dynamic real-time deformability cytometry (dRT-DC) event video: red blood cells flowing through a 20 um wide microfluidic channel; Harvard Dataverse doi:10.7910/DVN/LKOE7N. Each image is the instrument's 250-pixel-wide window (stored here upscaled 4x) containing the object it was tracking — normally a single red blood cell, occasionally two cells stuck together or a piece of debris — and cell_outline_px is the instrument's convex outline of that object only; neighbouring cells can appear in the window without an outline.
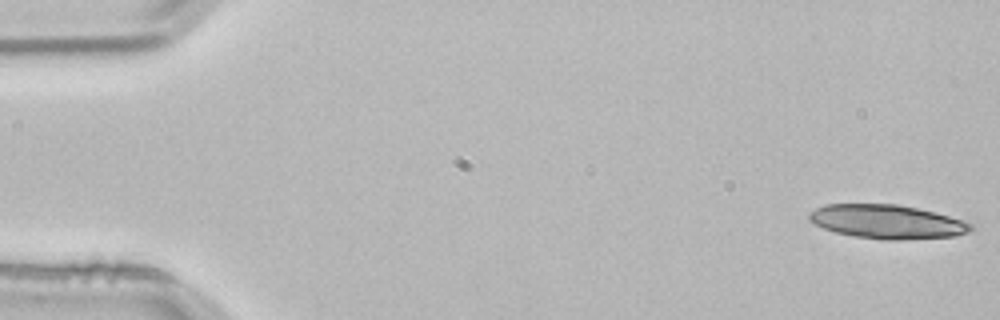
{"species": "common noctule bat (a hibernating species)", "species_latin": "Nyctalus noctula", "temperature_condition": "room temperature", "stored_images_in_passage": 4, "camera_frame_rate_fps": 3000, "um_per_image_px": 0.085, "animal": {"sex": "male", "body_mass_g": 21.5, "forearm_length_mm": 52.0}, "frame": {"image": 1, "passage_image": 1, "time_ms": 0.0, "image_size_px": [1000, 320], "cell_outline_px": [[972, 228], [968, 232], [956, 236], [900, 240], [880, 240], [856, 236], [836, 232], [824, 228], [808, 220], [808, 212], [824, 204], [896, 204], [936, 212], [972, 224]], "centroid_in_image_um": [75.37, 18.84], "position_along_channel_um": 9.6, "area_um2": 31.85}}